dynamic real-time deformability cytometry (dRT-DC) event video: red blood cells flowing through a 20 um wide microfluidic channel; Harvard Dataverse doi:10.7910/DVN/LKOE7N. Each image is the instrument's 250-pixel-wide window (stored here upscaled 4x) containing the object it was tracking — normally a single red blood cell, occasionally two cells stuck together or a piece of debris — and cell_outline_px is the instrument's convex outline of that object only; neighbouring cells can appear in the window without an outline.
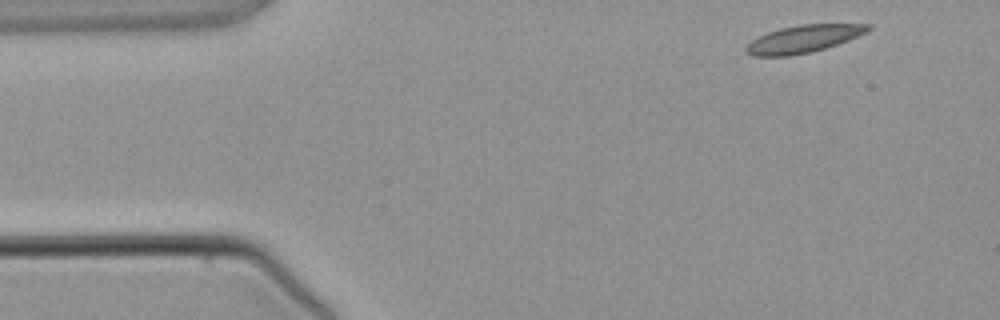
{"species": "common noctule bat (a hibernating species)", "species_latin": "Nyctalus noctula", "temperature_condition": "warm", "stored_images_in_passage": 4, "camera_frame_rate_fps": 3000, "um_per_image_px": 0.085, "animal": {"sex": "male", "body_mass_g": 21.5, "forearm_length_mm": 52.0}, "frame": {"image": 1, "passage_image": 1, "time_ms": 0.0, "image_size_px": [1000, 320], "cell_outline_px": [[872, 28], [868, 32], [848, 40], [812, 52], [788, 56], [752, 56], [744, 52], [744, 48], [752, 40], [768, 32], [780, 28], [800, 24], [872, 24]], "centroid_in_image_um": [68.29, 3.31], "position_along_channel_um": 16.7, "area_um2": 19.54}}
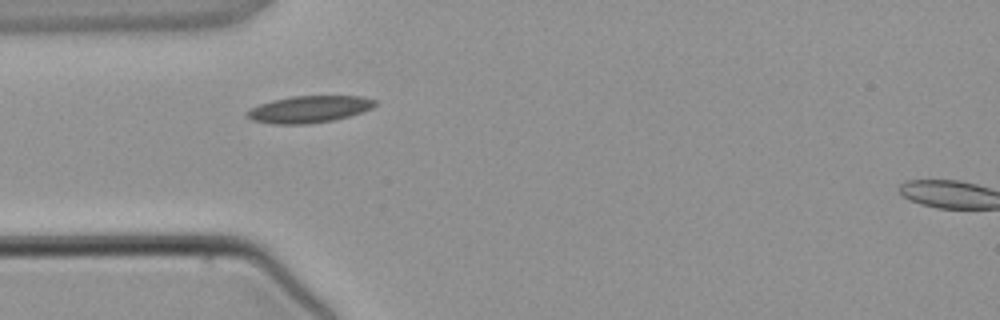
{"frame": {"image": 2, "passage_image": 3, "time_ms": 2.667, "image_size_px": [1000, 320], "cell_outline_px": [[376, 104], [372, 108], [348, 116], [332, 120], [308, 124], [272, 124], [252, 120], [244, 116], [244, 112], [260, 104], [272, 100], [292, 96], [364, 96], [376, 100]], "centroid_in_image_um": [26.24, 9.28], "position_along_channel_um": 58.8, "area_um2": 20.06}}